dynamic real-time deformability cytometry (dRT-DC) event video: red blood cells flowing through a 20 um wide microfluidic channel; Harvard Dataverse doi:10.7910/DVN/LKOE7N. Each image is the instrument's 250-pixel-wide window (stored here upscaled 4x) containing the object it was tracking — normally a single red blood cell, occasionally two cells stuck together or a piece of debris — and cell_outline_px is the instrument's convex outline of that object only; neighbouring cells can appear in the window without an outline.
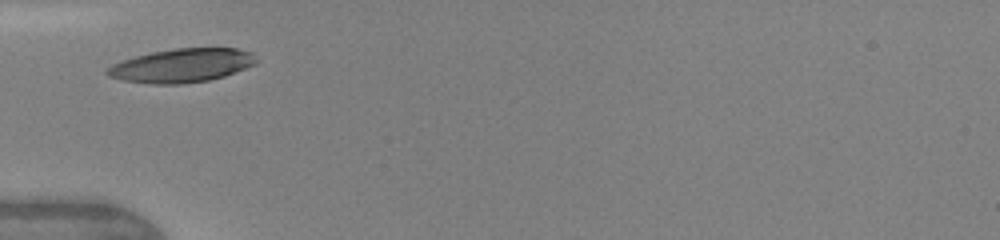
{"species": "human", "species_latin": "Homo sapiens", "temperature_condition": "warm", "stored_images_in_passage": 2, "camera_frame_rate_fps": 3000, "um_per_image_px": 0.085, "donor": {"sex": "female"}, "frame": {"image": 1, "passage_image": 1, "time_ms": 0.0, "image_size_px": [1000, 240], "cell_outline_px": [[256, 64], [224, 76], [208, 80], [180, 84], [152, 84], [124, 80], [108, 76], [104, 72], [112, 64], [136, 56], [152, 52], [176, 48], [236, 48], [252, 52], [256, 60]], "centroid_in_image_um": [15.46, 5.57], "position_along_channel_um": 69.5, "area_um2": 29.07}}